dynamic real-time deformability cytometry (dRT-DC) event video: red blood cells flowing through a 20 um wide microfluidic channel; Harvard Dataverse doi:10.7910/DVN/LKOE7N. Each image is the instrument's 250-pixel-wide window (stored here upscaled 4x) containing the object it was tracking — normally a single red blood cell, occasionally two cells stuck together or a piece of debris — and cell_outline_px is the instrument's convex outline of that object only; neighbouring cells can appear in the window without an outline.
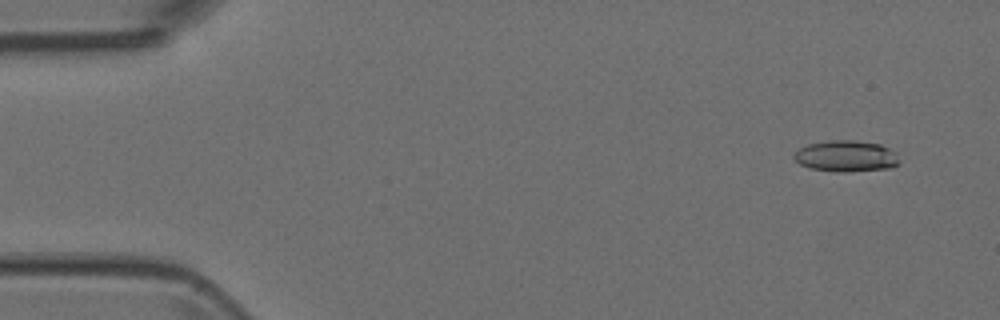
{"species": "Egyptian fruit bat (a non-hibernating species)", "species_latin": "Rousettus aegyptiacus", "temperature_condition": "room temperature", "stored_images_in_passage": 6, "camera_frame_rate_fps": 3000, "um_per_image_px": 0.085, "animal": {"sex": "female"}, "frame": {"image": 1, "passage_image": 1, "time_ms": 0.0, "image_size_px": [1000, 320], "cell_outline_px": [[900, 164], [892, 168], [808, 168], [800, 164], [792, 156], [800, 148], [808, 144], [828, 140], [856, 140], [880, 144], [896, 152], [900, 160]], "centroid_in_image_um": [71.95, 13.19], "position_along_channel_um": 13.1, "area_um2": 18.09}}
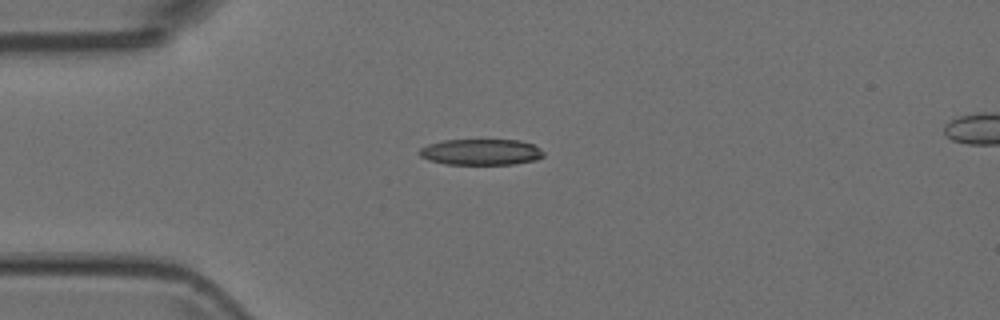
{"frame": {"image": 2, "passage_image": 4, "time_ms": 1.0, "image_size_px": [1000, 320], "cell_outline_px": [[544, 156], [536, 160], [512, 164], [444, 164], [428, 160], [420, 156], [416, 152], [420, 148], [428, 144], [440, 140], [520, 140], [532, 144], [540, 148], [544, 152]], "centroid_in_image_um": [40.85, 12.92], "position_along_channel_um": 44.2, "area_um2": 19.02}}
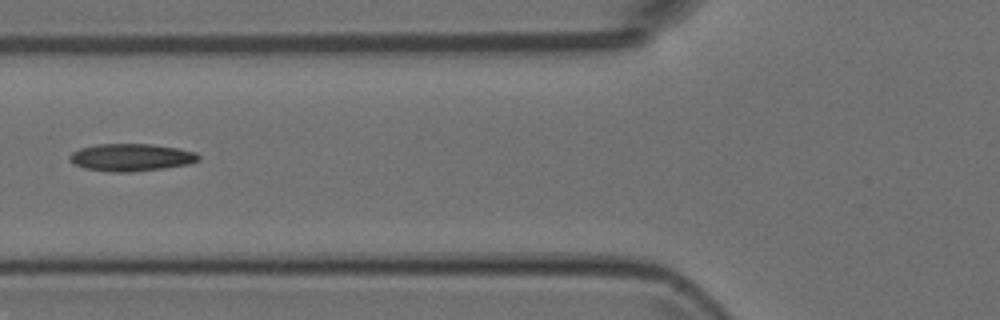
{"frame": {"image": 3, "passage_image": 6, "time_ms": 1.667, "image_size_px": [1000, 320], "cell_outline_px": [[200, 160], [188, 164], [164, 168], [132, 172], [108, 172], [84, 168], [68, 160], [68, 156], [72, 152], [80, 148], [96, 144], [152, 144], [176, 148], [196, 152], [200, 156]], "centroid_in_image_um": [11.13, 13.38], "position_along_channel_um": 114.7, "area_um2": 20.69}}